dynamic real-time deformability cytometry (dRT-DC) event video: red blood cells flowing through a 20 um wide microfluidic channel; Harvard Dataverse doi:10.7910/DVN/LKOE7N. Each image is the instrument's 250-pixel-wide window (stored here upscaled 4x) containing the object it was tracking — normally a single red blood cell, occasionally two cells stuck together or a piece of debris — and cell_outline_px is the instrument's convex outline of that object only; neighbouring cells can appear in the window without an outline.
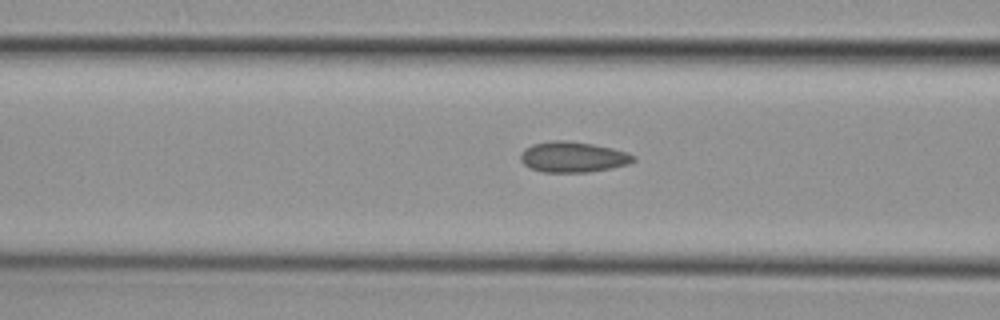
{"species": "common noctule bat (a hibernating species)", "species_latin": "Nyctalus noctula", "temperature_condition": "cold", "stored_images_in_passage": 14, "camera_frame_rate_fps": 3000, "um_per_image_px": 0.085, "animal": {"sex": "female", "body_mass_g": 29.2, "forearm_length_mm": 56.3}, "frame": {"image": 1, "passage_image": 12, "time_ms": 3.667, "image_size_px": [1000, 320], "cell_outline_px": [[636, 160], [628, 164], [612, 168], [588, 172], [544, 172], [532, 168], [524, 164], [520, 160], [520, 152], [524, 148], [532, 144], [552, 140], [564, 140], [592, 144], [612, 148], [628, 152], [636, 156]], "centroid_in_image_um": [48.71, 13.34], "position_along_channel_um": 117.9, "area_um2": 20.23}}